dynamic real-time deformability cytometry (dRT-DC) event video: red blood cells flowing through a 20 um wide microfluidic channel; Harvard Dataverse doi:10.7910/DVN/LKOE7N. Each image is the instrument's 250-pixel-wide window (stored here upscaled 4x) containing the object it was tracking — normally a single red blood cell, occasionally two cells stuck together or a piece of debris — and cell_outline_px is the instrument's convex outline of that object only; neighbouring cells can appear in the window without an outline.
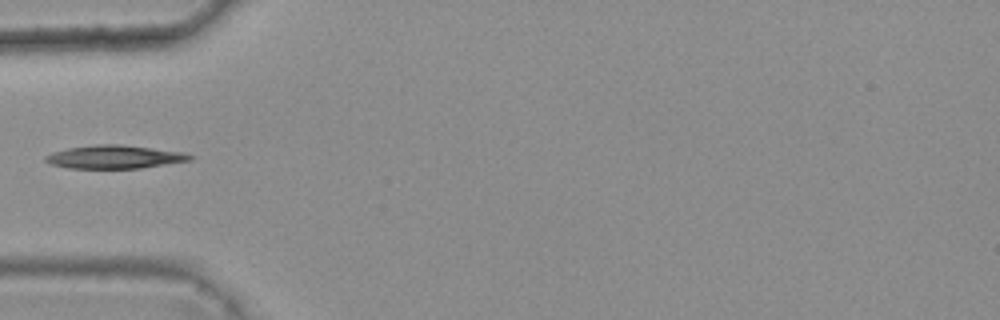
{"species": "common noctule bat (a hibernating species)", "species_latin": "Nyctalus noctula", "temperature_condition": "warm", "stored_images_in_passage": 7, "camera_frame_rate_fps": 3000, "um_per_image_px": 0.085, "animal": {"sex": "female", "body_mass_g": 25.1}, "frame": {"image": 1, "passage_image": 5, "time_ms": 1.333, "image_size_px": [1000, 320], "cell_outline_px": [[192, 160], [140, 168], [68, 168], [52, 164], [44, 160], [44, 156], [68, 148], [96, 144], [120, 144], [184, 152], [192, 156]], "centroid_in_image_um": [9.75, 13.33], "position_along_channel_um": 75.3, "area_um2": 19.36}}
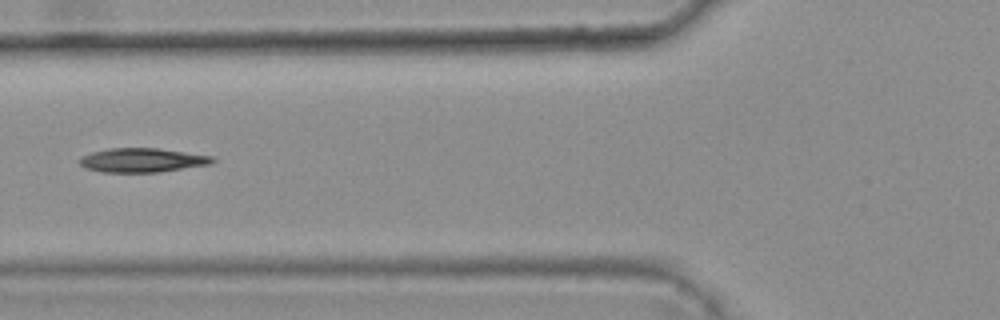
{"frame": {"image": 2, "passage_image": 6, "time_ms": 1.667, "image_size_px": [1000, 320], "cell_outline_px": [[216, 160], [212, 164], [160, 172], [100, 172], [88, 168], [80, 164], [76, 160], [80, 156], [92, 152], [108, 148], [156, 148], [212, 156]], "centroid_in_image_um": [12.07, 13.61], "position_along_channel_um": 113.7, "area_um2": 18.73}}
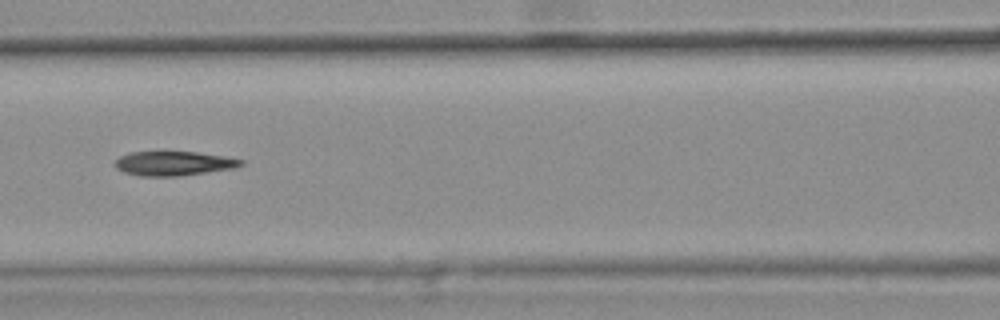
{"frame": {"image": 3, "passage_image": 7, "time_ms": 2.0, "image_size_px": [1000, 320], "cell_outline_px": [[244, 164], [236, 168], [176, 176], [140, 176], [124, 172], [116, 168], [112, 164], [120, 156], [128, 152], [196, 152], [224, 156], [244, 160]], "centroid_in_image_um": [14.75, 13.89], "position_along_channel_um": 151.9, "area_um2": 17.86}}